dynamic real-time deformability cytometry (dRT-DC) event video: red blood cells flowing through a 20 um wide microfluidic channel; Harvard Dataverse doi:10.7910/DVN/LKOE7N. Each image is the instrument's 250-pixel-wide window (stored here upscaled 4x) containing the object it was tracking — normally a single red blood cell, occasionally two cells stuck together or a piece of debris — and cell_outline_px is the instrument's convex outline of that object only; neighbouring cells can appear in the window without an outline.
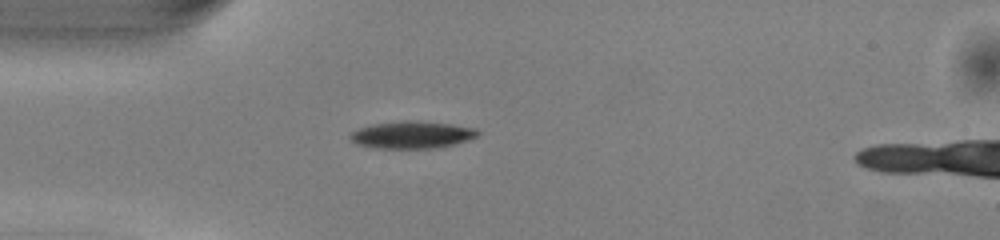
{"species": "common noctule bat (a hibernating species)", "species_latin": "Nyctalus noctula", "temperature_condition": "warm", "stored_images_in_passage": 39, "camera_frame_rate_fps": 3000, "um_per_image_px": 0.085, "animal": {"sex": "male", "body_mass_g": 13.0, "forearm_length_mm": 53.1}, "frame": {"image": 1, "passage_image": 2, "time_ms": 0.333, "image_size_px": [1000, 240], "cell_outline_px": [[480, 132], [476, 136], [468, 140], [440, 148], [372, 148], [356, 144], [348, 136], [352, 132], [360, 128], [376, 124], [404, 120], [416, 120], [452, 124], [476, 128]], "centroid_in_image_um": [35.04, 11.46], "position_along_channel_um": 50.0, "area_um2": 20.29}}
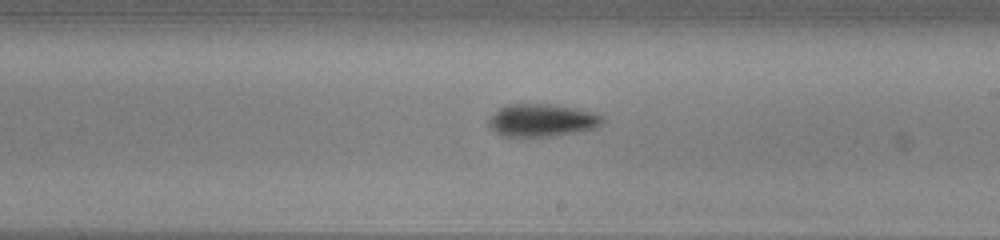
{"frame": {"image": 2, "passage_image": 17, "time_ms": 5.333, "image_size_px": [1000, 240], "cell_outline_px": [[604, 120], [596, 128], [552, 136], [504, 136], [488, 128], [488, 120], [500, 108], [508, 104], [552, 104], [576, 108], [592, 112], [600, 116]], "centroid_in_image_um": [46.04, 10.22], "position_along_channel_um": 243.0, "area_um2": 21.39}}
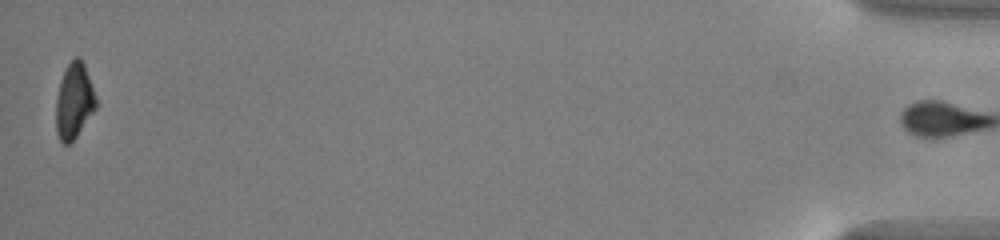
{"frame": {"image": 3, "passage_image": 38, "time_ms": 12.333, "image_size_px": [1000, 240], "cell_outline_px": [[96, 108], [76, 136], [68, 144], [64, 144], [60, 140], [56, 132], [56, 100], [60, 80], [68, 64], [76, 56], [80, 56], [84, 64], [96, 96]], "centroid_in_image_um": [6.29, 8.57], "position_along_channel_um": 428.9, "area_um2": 17.4}, "authors_computed_cell_mechanics": {"area_um2": 19.8254, "velocity_mm_per_s": 4.0852, "shape_relaxation_time_tau1_ms": 2.1372, "shape_relaxation_time_tau2_ms": null, "deformation_change_tau1": 0.1209, "deformation_change_tau2": null}}